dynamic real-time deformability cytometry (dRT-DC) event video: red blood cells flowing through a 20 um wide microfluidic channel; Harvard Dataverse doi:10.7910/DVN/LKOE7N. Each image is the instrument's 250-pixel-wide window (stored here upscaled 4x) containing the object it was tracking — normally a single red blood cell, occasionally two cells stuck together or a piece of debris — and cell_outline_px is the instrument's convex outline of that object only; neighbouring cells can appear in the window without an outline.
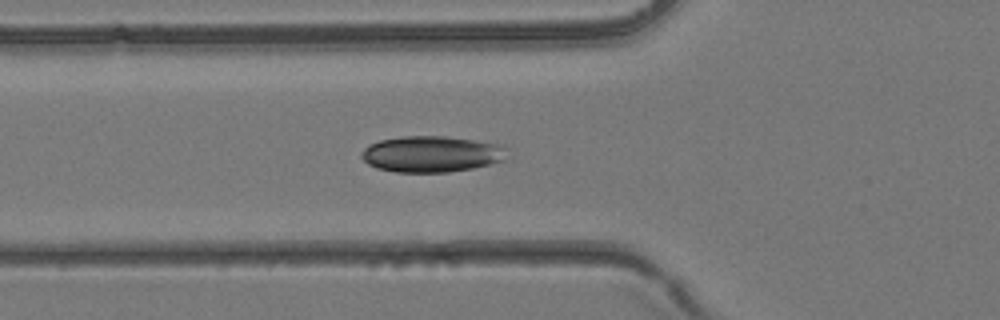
{"species": "common noctule bat (a hibernating species)", "species_latin": "Nyctalus noctula", "temperature_condition": "room temperature", "stored_images_in_passage": 27, "camera_frame_rate_fps": 3000, "um_per_image_px": 0.085, "animal": {"sex": "female", "body_mass_g": 24.6, "forearm_length_mm": 56.2}, "frame": {"image": 1, "passage_image": 7, "time_ms": 2.0, "image_size_px": [1000, 320], "cell_outline_px": [[508, 148], [504, 160], [472, 168], [448, 172], [396, 172], [376, 168], [368, 164], [360, 156], [360, 152], [368, 144], [380, 140], [404, 136], [444, 136], [504, 144]], "centroid_in_image_um": [36.67, 13.09], "position_along_channel_um": 89.1, "area_um2": 30.87}}
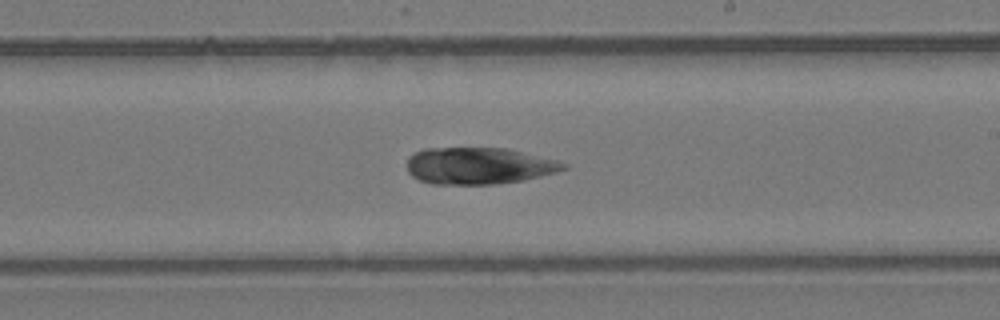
{"frame": {"image": 2, "passage_image": 16, "time_ms": 5.0, "image_size_px": [1000, 320], "cell_outline_px": [[568, 168], [556, 172], [524, 180], [496, 184], [432, 184], [420, 180], [412, 176], [408, 172], [408, 156], [424, 148], [504, 148], [556, 160], [568, 164]], "centroid_in_image_um": [40.68, 14.1], "position_along_channel_um": 248.3, "area_um2": 33.41}}
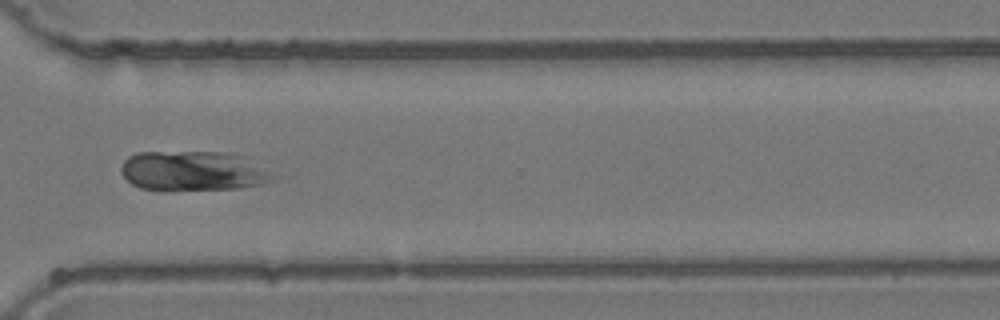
{"frame": {"image": 3, "passage_image": 22, "time_ms": 7.0, "image_size_px": [1000, 320], "cell_outline_px": [[284, 176], [280, 180], [260, 184], [236, 188], [172, 192], [164, 192], [140, 188], [132, 184], [120, 172], [120, 168], [124, 160], [128, 156], [136, 152], [224, 152], [244, 156]], "centroid_in_image_um": [16.5, 14.56], "position_along_channel_um": 354.1, "area_um2": 36.7}}